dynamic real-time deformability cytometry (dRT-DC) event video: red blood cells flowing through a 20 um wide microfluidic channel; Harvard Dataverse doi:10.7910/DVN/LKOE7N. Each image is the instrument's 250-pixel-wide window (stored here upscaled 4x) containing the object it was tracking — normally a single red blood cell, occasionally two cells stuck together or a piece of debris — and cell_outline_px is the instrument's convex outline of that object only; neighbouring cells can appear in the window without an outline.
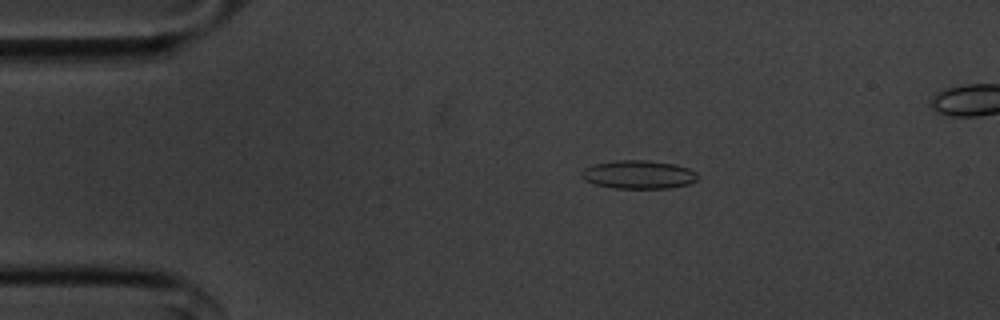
{"species": "common noctule bat (a hibernating species)", "species_latin": "Nyctalus noctula", "temperature_condition": "cold", "stored_images_in_passage": 54, "camera_frame_rate_fps": 3000, "um_per_image_px": 0.085, "animal": {"sex": "male", "body_mass_g": 20.1, "forearm_length_mm": 53.5}, "frame": {"image": 1, "passage_image": 11, "time_ms": 3.333, "image_size_px": [1000, 320], "cell_outline_px": [[696, 180], [688, 184], [668, 188], [612, 188], [596, 184], [584, 180], [580, 176], [580, 172], [584, 168], [596, 164], [616, 160], [648, 160], [672, 164], [688, 168], [696, 172]], "centroid_in_image_um": [54.23, 14.84], "position_along_channel_um": 30.8, "area_um2": 19.07}}
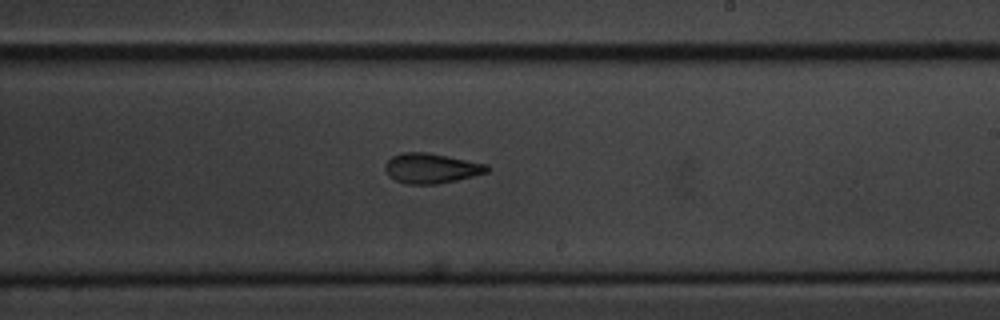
{"frame": {"image": 2, "passage_image": 33, "time_ms": 10.667, "image_size_px": [1000, 320], "cell_outline_px": [[488, 172], [456, 180], [436, 184], [408, 184], [396, 180], [388, 176], [384, 168], [384, 164], [392, 156], [404, 152], [424, 152], [488, 164]], "centroid_in_image_um": [36.62, 14.3], "position_along_channel_um": 252.4, "area_um2": 17.63}}
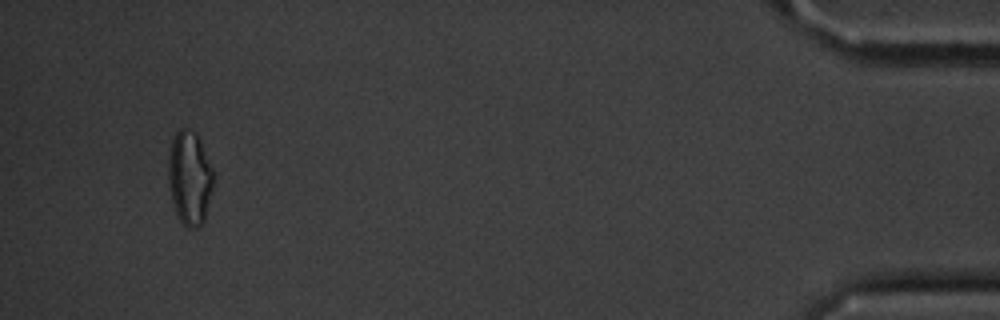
{"frame": {"image": 3, "passage_image": 53, "time_ms": 17.333, "image_size_px": [1000, 320], "cell_outline_px": [[212, 188], [204, 220], [196, 228], [188, 228], [176, 216], [168, 184], [168, 160], [172, 140], [176, 132], [180, 128], [188, 128], [196, 132], [200, 140], [212, 168]], "centroid_in_image_um": [16.09, 15.11], "position_along_channel_um": 419.1, "area_um2": 24.51}}